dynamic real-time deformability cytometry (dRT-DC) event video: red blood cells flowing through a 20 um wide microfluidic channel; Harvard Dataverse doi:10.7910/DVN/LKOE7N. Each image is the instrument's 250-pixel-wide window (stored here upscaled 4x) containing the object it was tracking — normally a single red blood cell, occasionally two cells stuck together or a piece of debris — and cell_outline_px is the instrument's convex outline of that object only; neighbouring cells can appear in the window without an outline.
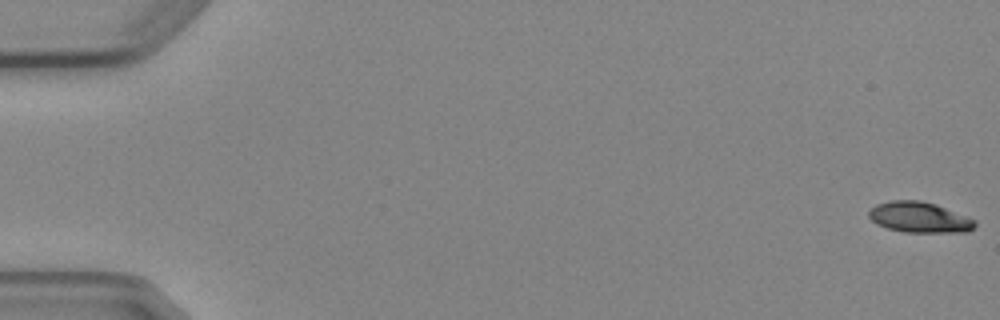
{"species": "Egyptian fruit bat (a non-hibernating species)", "species_latin": "Rousettus aegyptiacus", "temperature_condition": "cold", "stored_images_in_passage": 7, "camera_frame_rate_fps": 3000, "um_per_image_px": 0.085, "animal": {"sex": "female"}, "frame": {"image": 1, "passage_image": 1, "time_ms": 0.0, "image_size_px": [1000, 320], "cell_outline_px": [[976, 224], [968, 232], [904, 232], [888, 228], [876, 224], [868, 216], [868, 212], [876, 204], [892, 200], [920, 200], [936, 204], [976, 220]], "centroid_in_image_um": [78.14, 18.47], "position_along_channel_um": 6.9, "area_um2": 18.9}}
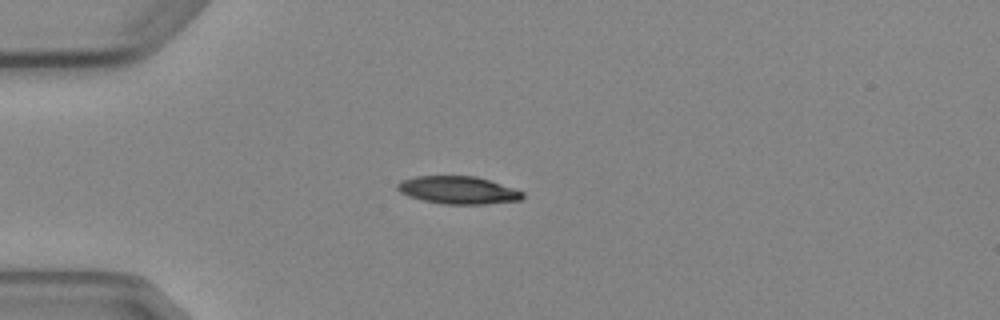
{"frame": {"image": 2, "passage_image": 5, "time_ms": 4.667, "image_size_px": [1000, 320], "cell_outline_px": [[524, 196], [520, 200], [484, 204], [444, 204], [424, 200], [408, 196], [400, 192], [396, 188], [396, 184], [404, 180], [416, 176], [476, 176], [524, 192]], "centroid_in_image_um": [38.92, 16.16], "position_along_channel_um": 46.1, "area_um2": 19.94}}
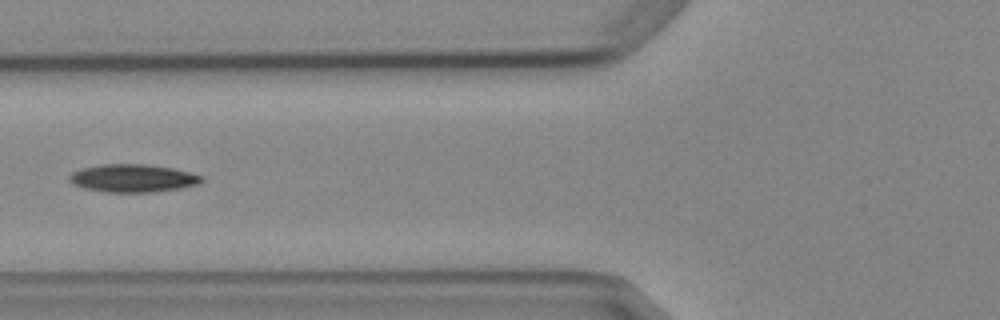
{"frame": {"image": 3, "passage_image": 7, "time_ms": 7.0, "image_size_px": [1000, 320], "cell_outline_px": [[204, 180], [200, 184], [180, 188], [152, 192], [104, 192], [84, 188], [72, 184], [68, 180], [68, 176], [72, 172], [80, 168], [100, 164], [148, 164], [172, 168], [192, 172], [204, 176]], "centroid_in_image_um": [11.29, 15.14], "position_along_channel_um": 114.5, "area_um2": 21.85}}